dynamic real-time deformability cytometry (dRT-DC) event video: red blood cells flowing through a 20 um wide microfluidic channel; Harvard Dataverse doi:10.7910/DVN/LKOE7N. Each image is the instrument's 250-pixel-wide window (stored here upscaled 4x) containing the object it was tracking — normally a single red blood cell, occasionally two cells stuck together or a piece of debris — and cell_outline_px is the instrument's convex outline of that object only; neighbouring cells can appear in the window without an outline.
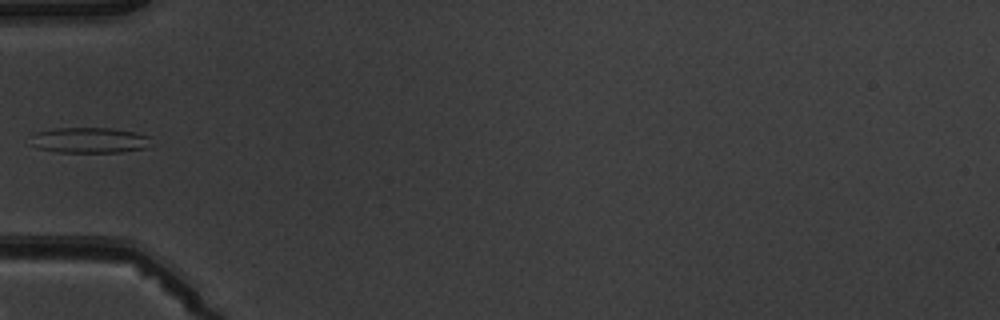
{"species": "common noctule bat (a hibernating species)", "species_latin": "Nyctalus noctula", "temperature_condition": "warm", "stored_images_in_passage": 4, "camera_frame_rate_fps": 3000, "um_per_image_px": 0.085, "animal": {"sex": "male", "body_mass_g": 19.5, "forearm_length_mm": 54.6}, "frame": {"image": 1, "passage_image": 3, "time_ms": 3.333, "image_size_px": [1000, 320], "cell_outline_px": [[148, 148], [120, 152], [60, 152], [36, 148], [32, 144], [36, 132], [52, 128], [108, 128], [136, 132], [148, 136]], "centroid_in_image_um": [7.61, 11.92], "position_along_channel_um": 77.4, "area_um2": 17.74}}
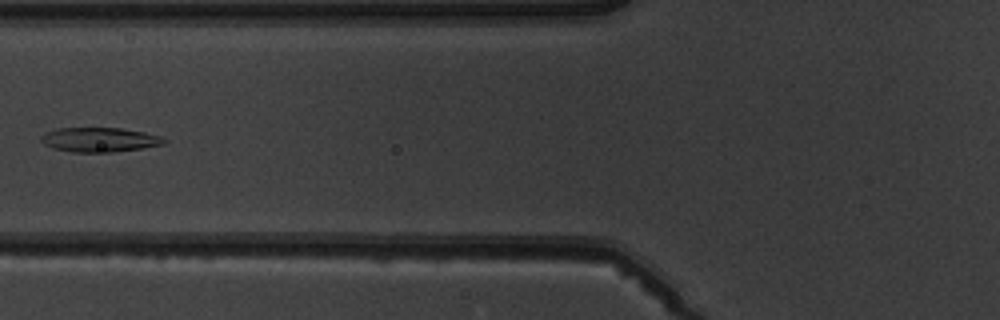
{"frame": {"image": 2, "passage_image": 4, "time_ms": 4.333, "image_size_px": [1000, 320], "cell_outline_px": [[168, 140], [164, 144], [144, 148], [112, 152], [72, 152], [52, 148], [44, 144], [40, 140], [40, 136], [44, 132], [56, 128], [120, 128], [144, 132], [160, 136]], "centroid_in_image_um": [8.43, 11.87], "position_along_channel_um": 117.4, "area_um2": 17.69}}